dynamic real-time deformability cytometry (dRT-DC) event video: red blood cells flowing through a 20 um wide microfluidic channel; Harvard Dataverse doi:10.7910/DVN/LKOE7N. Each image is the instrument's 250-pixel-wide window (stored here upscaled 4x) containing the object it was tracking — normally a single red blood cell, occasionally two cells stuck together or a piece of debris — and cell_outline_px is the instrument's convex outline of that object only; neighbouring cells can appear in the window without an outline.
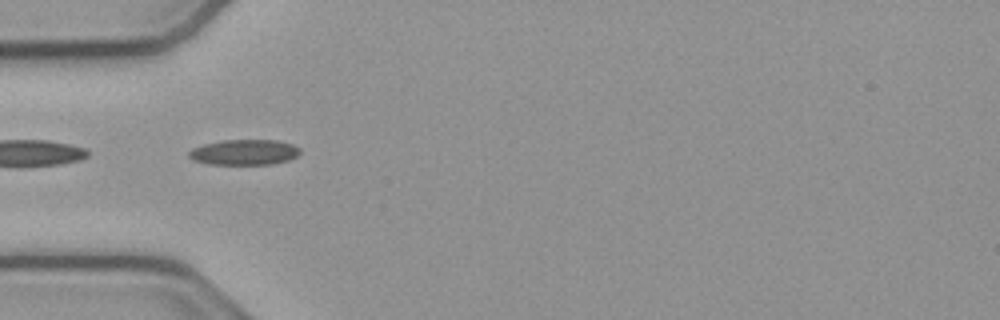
{"species": "common noctule bat (a hibernating species)", "species_latin": "Nyctalus noctula", "temperature_condition": "cold", "stored_images_in_passage": 10, "camera_frame_rate_fps": 3000, "um_per_image_px": 0.085, "animal": {"sex": "male", "body_mass_g": 23.1, "forearm_length_mm": 52.7}, "frame": {"image": 1, "passage_image": 1, "time_ms": 0.0, "image_size_px": [1000, 320], "cell_outline_px": [[300, 152], [296, 156], [288, 160], [272, 164], [208, 164], [192, 160], [188, 156], [188, 152], [192, 148], [204, 144], [224, 140], [276, 140], [292, 144], [300, 148]], "centroid_in_image_um": [20.74, 12.94], "position_along_channel_um": 64.3, "area_um2": 16.47}}
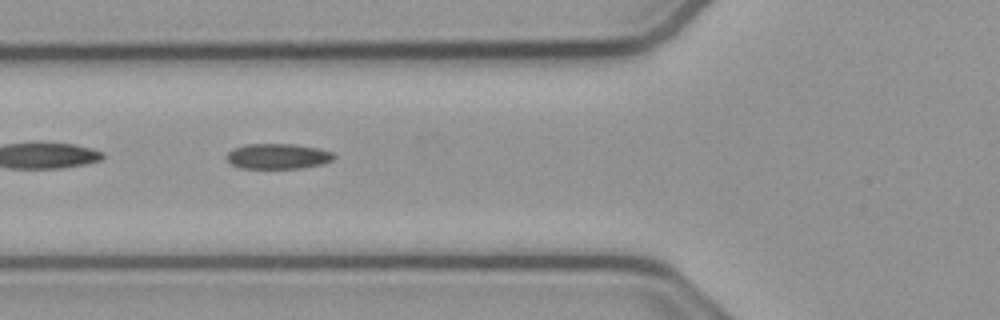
{"frame": {"image": 2, "passage_image": 4, "time_ms": 1.0, "image_size_px": [1000, 320], "cell_outline_px": [[336, 156], [332, 160], [324, 164], [300, 168], [240, 168], [232, 164], [224, 156], [232, 148], [244, 144], [292, 144], [320, 148], [332, 152]], "centroid_in_image_um": [23.61, 13.27], "position_along_channel_um": 102.2, "area_um2": 16.01}}